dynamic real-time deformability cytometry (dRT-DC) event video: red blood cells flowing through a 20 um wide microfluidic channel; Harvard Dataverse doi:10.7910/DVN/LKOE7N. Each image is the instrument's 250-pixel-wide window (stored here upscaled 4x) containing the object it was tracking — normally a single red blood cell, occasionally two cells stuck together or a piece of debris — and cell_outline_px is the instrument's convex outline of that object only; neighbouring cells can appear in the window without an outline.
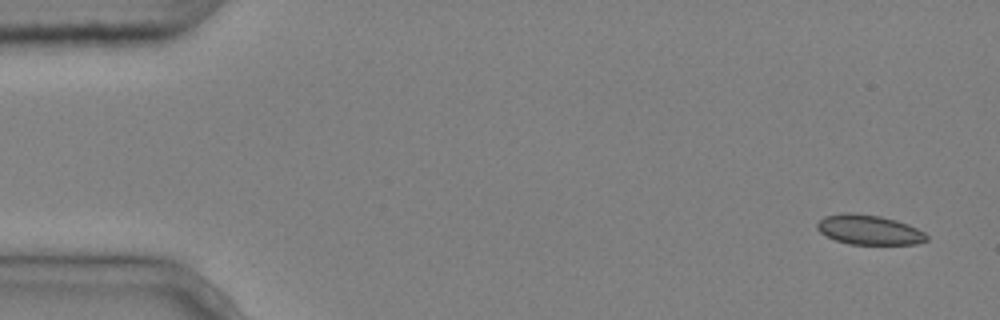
{"species": "common noctule bat (a hibernating species)", "species_latin": "Nyctalus noctula", "temperature_condition": "cold", "stored_images_in_passage": 6, "camera_frame_rate_fps": 3000, "um_per_image_px": 0.085, "animal": {"sex": "male", "body_mass_g": 20.4}, "frame": {"image": 1, "passage_image": 1, "time_ms": 0.0, "image_size_px": [1000, 320], "cell_outline_px": [[928, 240], [916, 244], [848, 244], [836, 240], [820, 232], [816, 228], [816, 224], [824, 216], [844, 212], [852, 212], [880, 216], [896, 220], [908, 224], [924, 232], [928, 236]], "centroid_in_image_um": [73.86, 19.52], "position_along_channel_um": 11.1, "area_um2": 19.02}}